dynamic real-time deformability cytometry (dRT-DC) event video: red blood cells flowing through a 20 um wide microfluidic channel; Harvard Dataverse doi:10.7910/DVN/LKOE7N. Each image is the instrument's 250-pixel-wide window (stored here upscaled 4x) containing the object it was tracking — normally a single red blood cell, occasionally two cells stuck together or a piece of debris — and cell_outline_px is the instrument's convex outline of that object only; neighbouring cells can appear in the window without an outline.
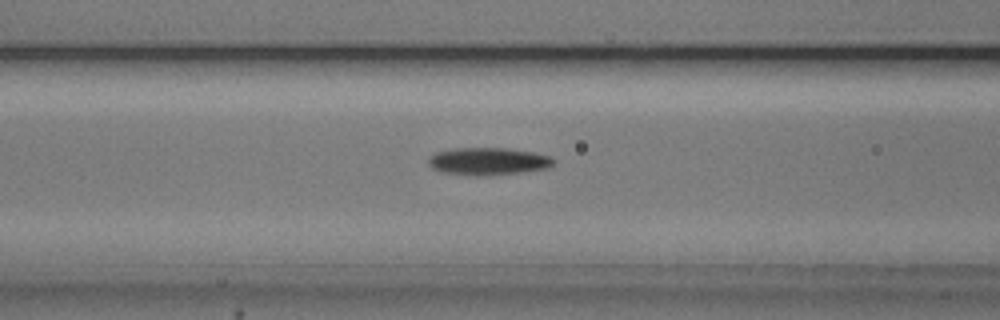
{"species": "common noctule bat (a hibernating species)", "species_latin": "Nyctalus noctula", "temperature_condition": "cold", "stored_images_in_passage": 49, "camera_frame_rate_fps": 3000, "um_per_image_px": 0.085, "animal": {"sex": "male", "body_mass_g": 20.5, "forearm_length_mm": 52.5}, "frame": {"image": 1, "passage_image": 17, "time_ms": 5.333, "image_size_px": [1000, 320], "cell_outline_px": [[556, 160], [548, 168], [520, 172], [488, 176], [476, 176], [440, 172], [432, 168], [428, 164], [428, 160], [436, 152], [452, 148], [508, 148], [532, 152], [552, 156]], "centroid_in_image_um": [41.49, 13.71], "position_along_channel_um": 125.1, "area_um2": 20.17}}
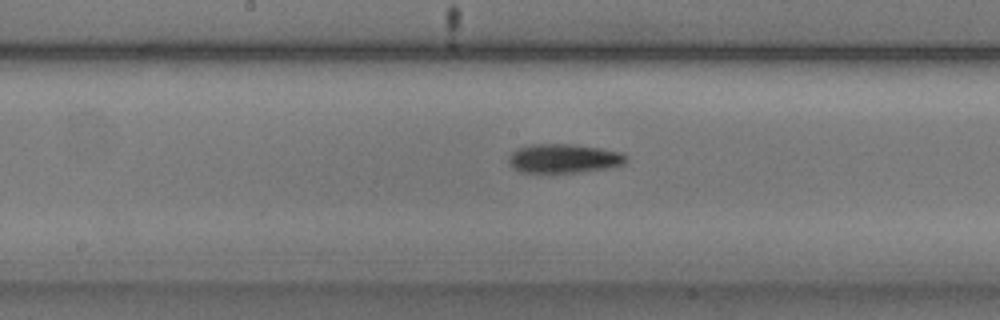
{"frame": {"image": 2, "passage_image": 23, "time_ms": 7.333, "image_size_px": [1000, 320], "cell_outline_px": [[628, 160], [624, 164], [608, 168], [576, 172], [520, 172], [512, 168], [508, 164], [508, 156], [512, 152], [520, 148], [532, 144], [568, 144], [604, 148], [624, 152], [628, 156]], "centroid_in_image_um": [47.96, 13.46], "position_along_channel_um": 200.2, "area_um2": 20.06}}
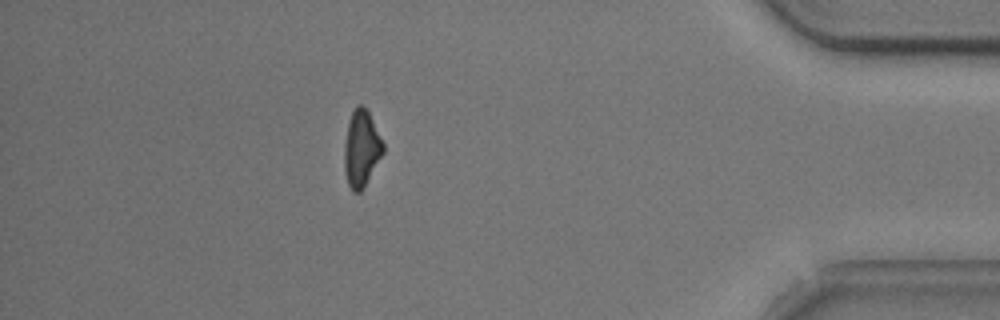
{"frame": {"image": 3, "passage_image": 43, "time_ms": 14.0, "image_size_px": [1000, 320], "cell_outline_px": [[384, 152], [364, 188], [360, 192], [352, 192], [348, 184], [344, 168], [344, 144], [348, 124], [352, 112], [356, 104], [360, 104], [368, 112], [384, 144]], "centroid_in_image_um": [30.71, 12.66], "position_along_channel_um": 404.5, "area_um2": 17.22}, "authors_computed_cell_mechanics": {"area_um2": 18.4382, "velocity_mm_per_s": 3.7467, "shape_relaxation_time_tau1_ms": 5.5542, "shape_relaxation_time_tau2_ms": null, "deformation_change_tau1": 0.1778, "deformation_change_tau2": null}}